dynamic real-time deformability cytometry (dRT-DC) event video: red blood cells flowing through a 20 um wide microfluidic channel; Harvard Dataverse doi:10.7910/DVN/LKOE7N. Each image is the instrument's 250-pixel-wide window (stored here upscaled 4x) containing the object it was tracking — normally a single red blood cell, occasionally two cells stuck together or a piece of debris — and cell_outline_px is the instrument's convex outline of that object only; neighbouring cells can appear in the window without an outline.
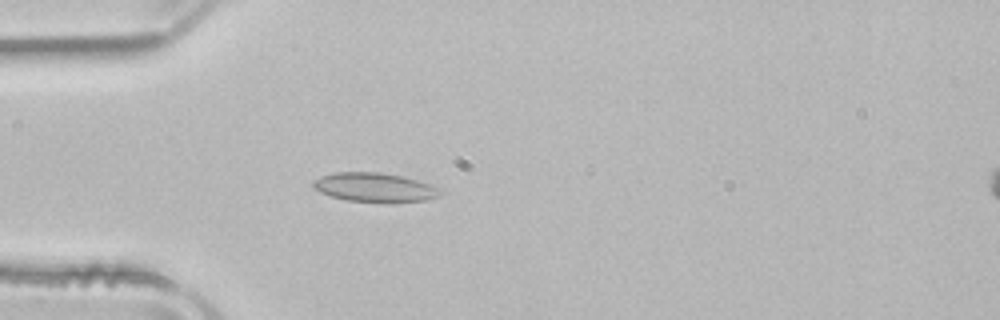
{"species": "common noctule bat (a hibernating species)", "species_latin": "Nyctalus noctula", "temperature_condition": "room temperature", "stored_images_in_passage": 52, "camera_frame_rate_fps": 3000, "um_per_image_px": 0.085, "animal": {"sex": "male", "body_mass_g": 21.5, "forearm_length_mm": 52.0}, "frame": {"image": 1, "passage_image": 15, "time_ms": 4.667, "image_size_px": [1000, 320], "cell_outline_px": [[444, 192], [440, 196], [424, 200], [392, 204], [384, 204], [348, 200], [332, 196], [320, 192], [312, 188], [312, 184], [320, 176], [336, 172], [380, 172], [404, 176], [428, 184]], "centroid_in_image_um": [31.86, 15.95], "position_along_channel_um": 53.1, "area_um2": 21.91}}
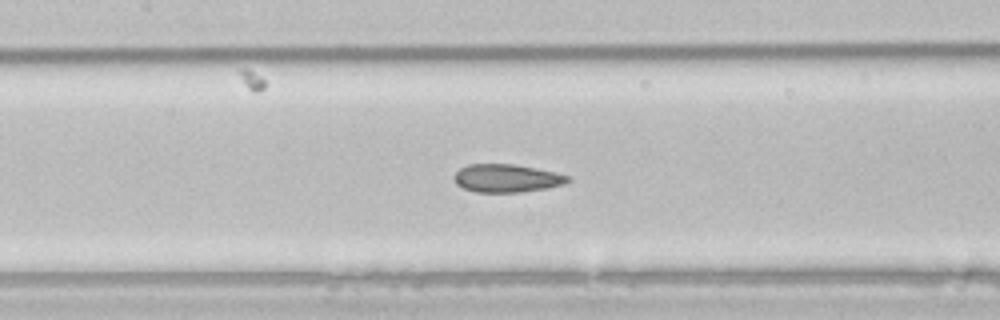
{"frame": {"image": 2, "passage_image": 24, "time_ms": 7.667, "image_size_px": [1000, 320], "cell_outline_px": [[572, 180], [564, 184], [548, 188], [516, 192], [476, 192], [464, 188], [456, 184], [452, 176], [460, 168], [468, 164], [512, 164], [536, 168], [568, 176]], "centroid_in_image_um": [43.04, 15.15], "position_along_channel_um": 164.4, "area_um2": 18.5}}
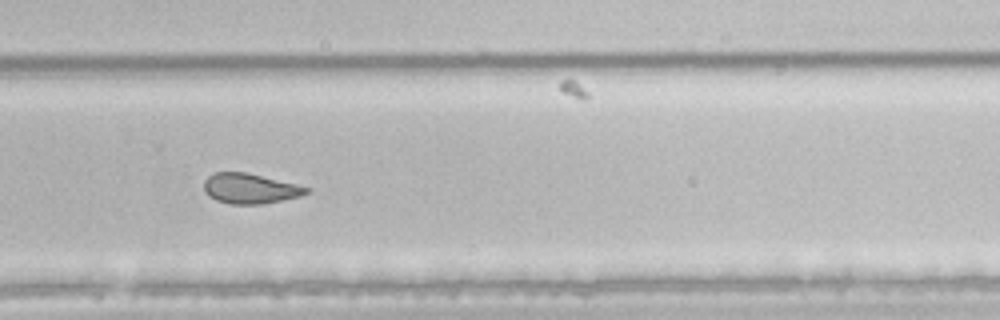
{"frame": {"image": 3, "passage_image": 35, "time_ms": 11.333, "image_size_px": [1000, 320], "cell_outline_px": [[308, 192], [300, 196], [260, 204], [232, 204], [216, 200], [204, 188], [204, 180], [208, 176], [216, 172], [244, 172], [296, 184], [308, 188]], "centroid_in_image_um": [21.24, 16.02], "position_along_channel_um": 308.6, "area_um2": 17.46}, "authors_computed_cell_mechanics": {"area_um2": 20.6924, "velocity_mm_per_s": 3.9526, "shape_relaxation_time_tau1_ms": null, "shape_relaxation_time_tau2_ms": 1.7326, "deformation_change_tau1": null, "deformation_change_tau2": 0.0545}}